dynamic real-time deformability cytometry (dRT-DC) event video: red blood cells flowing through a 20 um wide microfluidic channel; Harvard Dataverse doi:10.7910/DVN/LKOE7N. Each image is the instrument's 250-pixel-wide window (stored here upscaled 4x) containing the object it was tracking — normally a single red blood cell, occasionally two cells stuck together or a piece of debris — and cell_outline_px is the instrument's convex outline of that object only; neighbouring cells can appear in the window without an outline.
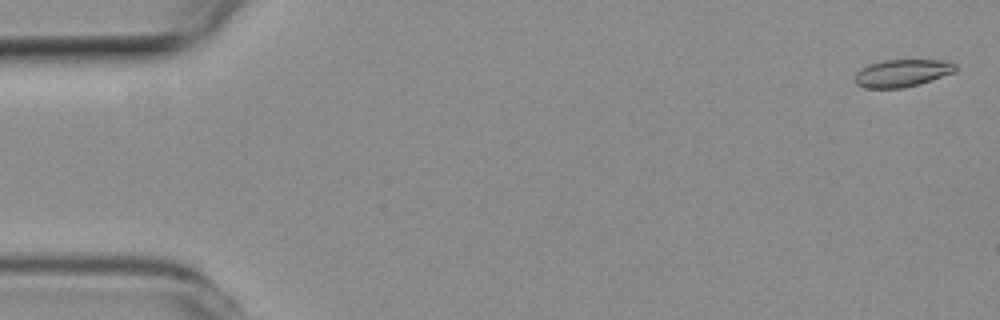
{"species": "common noctule bat (a hibernating species)", "species_latin": "Nyctalus noctula", "temperature_condition": "room temperature", "stored_images_in_passage": 17, "camera_frame_rate_fps": 3000, "um_per_image_px": 0.085, "animal": {"sex": "female", "body_mass_g": 19.3, "forearm_length_mm": 54.1}, "frame": {"image": 1, "passage_image": 2, "time_ms": 0.333, "image_size_px": [1000, 320], "cell_outline_px": [[956, 72], [920, 84], [904, 88], [868, 88], [856, 84], [852, 80], [856, 72], [860, 68], [868, 64], [884, 60], [940, 60], [956, 64]], "centroid_in_image_um": [76.65, 6.22], "position_along_channel_um": 8.4, "area_um2": 16.3}}
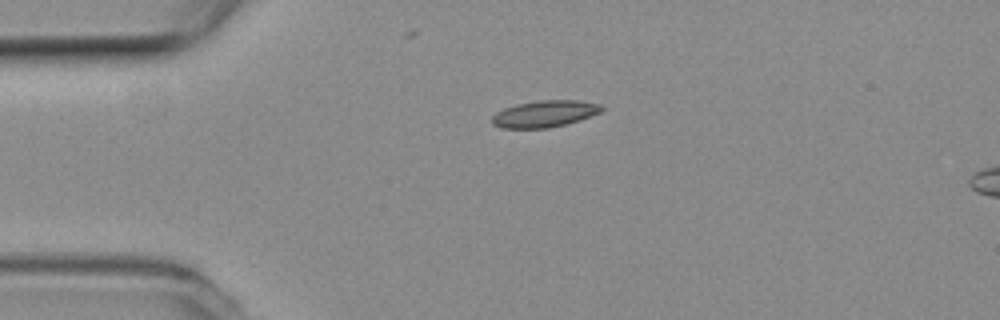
{"frame": {"image": 2, "passage_image": 13, "time_ms": 4.0, "image_size_px": [1000, 320], "cell_outline_px": [[604, 108], [600, 112], [564, 124], [548, 128], [500, 128], [492, 124], [492, 116], [496, 112], [504, 108], [516, 104], [540, 100], [576, 100], [600, 104]], "centroid_in_image_um": [46.23, 9.67], "position_along_channel_um": 38.8, "area_um2": 16.82}}